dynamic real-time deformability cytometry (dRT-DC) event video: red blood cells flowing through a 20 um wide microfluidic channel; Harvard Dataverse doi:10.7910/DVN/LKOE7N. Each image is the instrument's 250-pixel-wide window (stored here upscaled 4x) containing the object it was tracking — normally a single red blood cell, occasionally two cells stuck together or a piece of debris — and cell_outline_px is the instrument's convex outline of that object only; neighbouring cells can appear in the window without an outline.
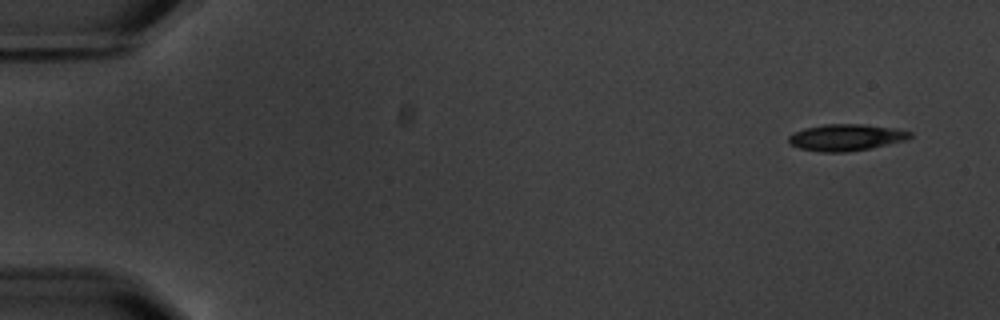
{"species": "common noctule bat (a hibernating species)", "species_latin": "Nyctalus noctula", "temperature_condition": "warm", "stored_images_in_passage": 4, "camera_frame_rate_fps": 3000, "um_per_image_px": 0.085, "animal": {"sex": "male", "body_mass_g": 20.1, "forearm_length_mm": 53.5}, "frame": {"image": 1, "passage_image": 1, "time_ms": 0.0, "image_size_px": [1000, 320], "cell_outline_px": [[912, 136], [908, 140], [872, 148], [848, 152], [820, 152], [800, 148], [788, 144], [788, 136], [804, 128], [824, 124], [864, 124], [896, 128], [912, 132]], "centroid_in_image_um": [71.94, 11.68], "position_along_channel_um": 13.1, "area_um2": 19.07}}